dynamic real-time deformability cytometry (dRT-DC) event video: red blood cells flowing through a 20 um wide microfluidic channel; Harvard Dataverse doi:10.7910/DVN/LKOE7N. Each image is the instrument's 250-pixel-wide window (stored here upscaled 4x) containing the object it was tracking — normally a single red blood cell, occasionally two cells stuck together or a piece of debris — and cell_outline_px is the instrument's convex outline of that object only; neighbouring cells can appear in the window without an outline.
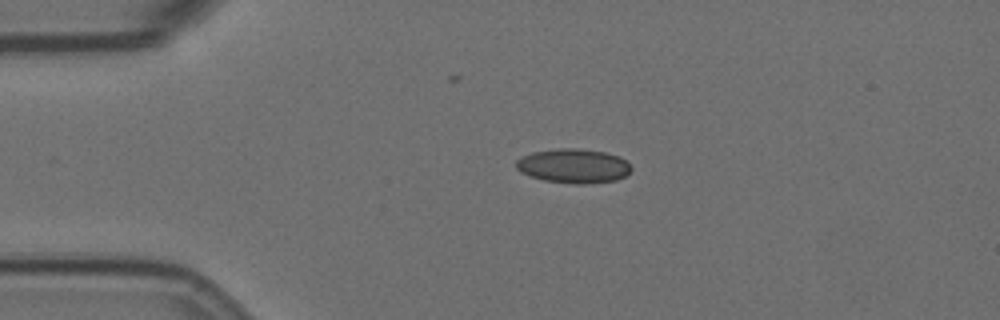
{"species": "Egyptian fruit bat (a non-hibernating species)", "species_latin": "Rousettus aegyptiacus", "temperature_condition": "room temperature", "stored_images_in_passage": 50, "camera_frame_rate_fps": 3000, "um_per_image_px": 0.085, "animal": {"sex": "female"}, "frame": {"image": 1, "passage_image": 12, "time_ms": 3.667, "image_size_px": [1000, 320], "cell_outline_px": [[632, 168], [624, 176], [616, 180], [584, 184], [572, 184], [544, 180], [520, 172], [516, 168], [516, 160], [520, 156], [532, 152], [556, 148], [576, 148], [604, 152], [620, 156]], "centroid_in_image_um": [48.71, 14.1], "position_along_channel_um": 36.3, "area_um2": 23.0}}
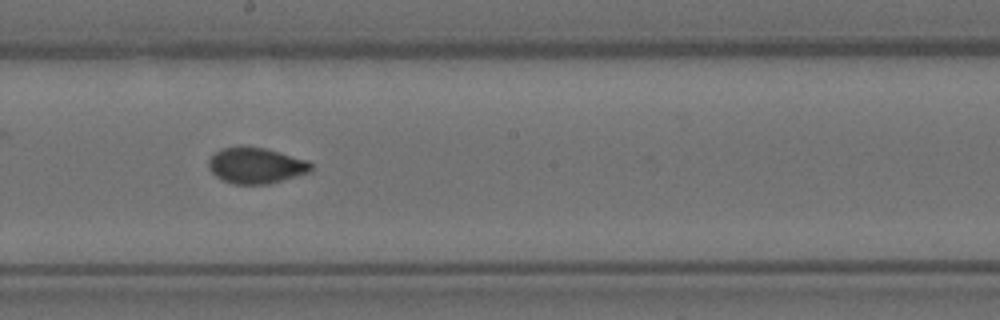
{"frame": {"image": 2, "passage_image": 31, "time_ms": 10.0, "image_size_px": [1000, 320], "cell_outline_px": [[312, 172], [268, 184], [232, 184], [216, 176], [208, 168], [208, 160], [220, 148], [240, 144], [264, 148], [280, 152], [308, 160], [312, 164]], "centroid_in_image_um": [21.75, 14.05], "position_along_channel_um": 226.4, "area_um2": 21.85}}
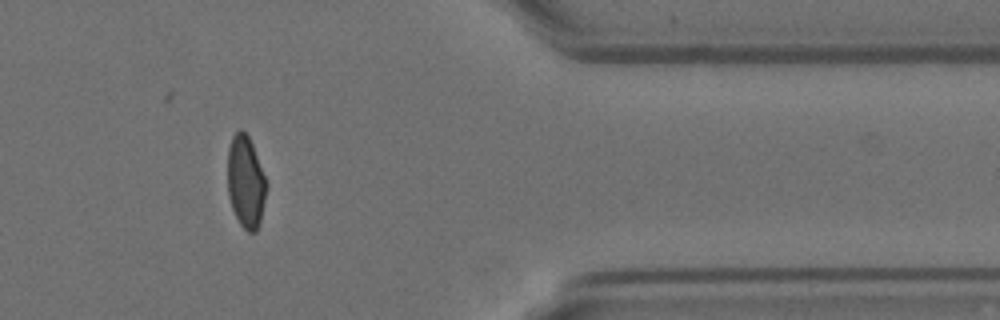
{"frame": {"image": 3, "passage_image": 47, "time_ms": 15.333, "image_size_px": [1000, 320], "cell_outline_px": [[268, 184], [260, 224], [256, 232], [248, 232], [240, 224], [232, 208], [228, 196], [228, 148], [232, 136], [240, 128], [248, 136], [252, 144]], "centroid_in_image_um": [20.89, 15.48], "position_along_channel_um": 390.5, "area_um2": 20.92}, "authors_computed_cell_mechanics": {"area_um2": 21.7906, "velocity_mm_per_s": 3.5361, "shape_relaxation_time_tau1_ms": 9.6815, "shape_relaxation_time_tau2_ms": 1.1887, "deformation_change_tau1": 0.1685, "deformation_change_tau2": 0.0499}}